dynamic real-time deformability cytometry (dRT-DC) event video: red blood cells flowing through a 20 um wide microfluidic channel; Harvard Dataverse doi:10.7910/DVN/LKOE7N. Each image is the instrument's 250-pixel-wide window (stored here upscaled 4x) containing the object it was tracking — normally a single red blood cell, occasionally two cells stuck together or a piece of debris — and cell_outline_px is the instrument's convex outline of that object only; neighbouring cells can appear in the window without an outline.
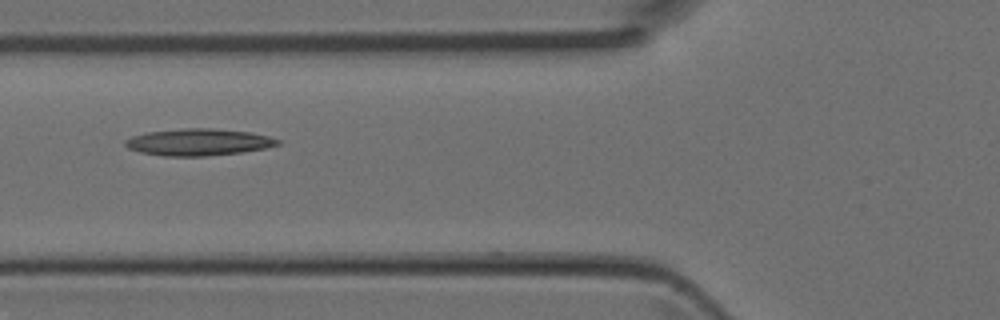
{"species": "Egyptian fruit bat (a non-hibernating species)", "species_latin": "Rousettus aegyptiacus", "temperature_condition": "room temperature", "stored_images_in_passage": 4, "camera_frame_rate_fps": 3000, "um_per_image_px": 0.085, "animal": {"sex": "female"}, "frame": {"image": 1, "passage_image": 4, "time_ms": 1.0, "image_size_px": [1000, 320], "cell_outline_px": [[280, 144], [264, 148], [240, 152], [204, 156], [164, 156], [140, 152], [128, 148], [124, 144], [124, 140], [132, 136], [148, 132], [184, 128], [212, 128], [252, 132], [268, 136], [280, 140]], "centroid_in_image_um": [16.85, 12.07], "position_along_channel_um": 108.9, "area_um2": 23.76}}